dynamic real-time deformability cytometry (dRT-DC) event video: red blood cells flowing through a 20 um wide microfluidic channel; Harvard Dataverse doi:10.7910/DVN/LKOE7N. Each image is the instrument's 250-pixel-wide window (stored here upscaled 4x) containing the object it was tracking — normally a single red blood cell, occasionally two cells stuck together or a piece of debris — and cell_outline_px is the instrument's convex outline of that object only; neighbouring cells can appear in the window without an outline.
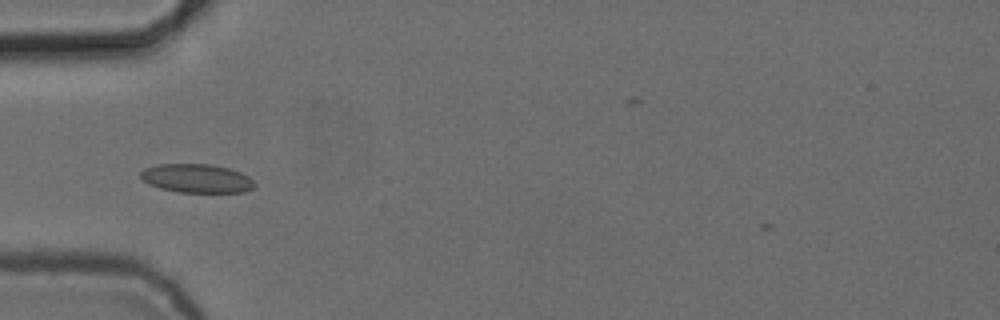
{"species": "common noctule bat (a hibernating species)", "species_latin": "Nyctalus noctula", "temperature_condition": "cold", "stored_images_in_passage": 4, "camera_frame_rate_fps": 3000, "um_per_image_px": 0.085, "animal": {"sex": "female", "body_mass_g": 24.6, "forearm_length_mm": 56.2}, "frame": {"image": 1, "passage_image": 2, "time_ms": 1.0, "image_size_px": [1000, 320], "cell_outline_px": [[256, 184], [252, 188], [244, 192], [180, 192], [160, 188], [148, 184], [140, 176], [140, 172], [144, 168], [156, 164], [212, 164], [228, 168], [240, 172], [248, 176]], "centroid_in_image_um": [16.7, 15.15], "position_along_channel_um": 68.3, "area_um2": 19.07}}
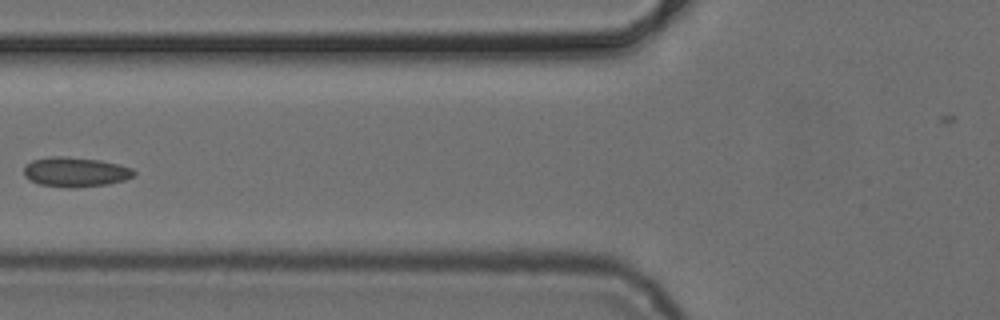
{"frame": {"image": 2, "passage_image": 3, "time_ms": 2.333, "image_size_px": [1000, 320], "cell_outline_px": [[136, 176], [124, 180], [108, 184], [76, 188], [68, 188], [40, 184], [24, 176], [24, 168], [32, 160], [52, 156], [68, 156], [100, 160], [120, 164], [132, 168], [136, 172]], "centroid_in_image_um": [6.46, 14.61], "position_along_channel_um": 119.3, "area_um2": 19.19}}
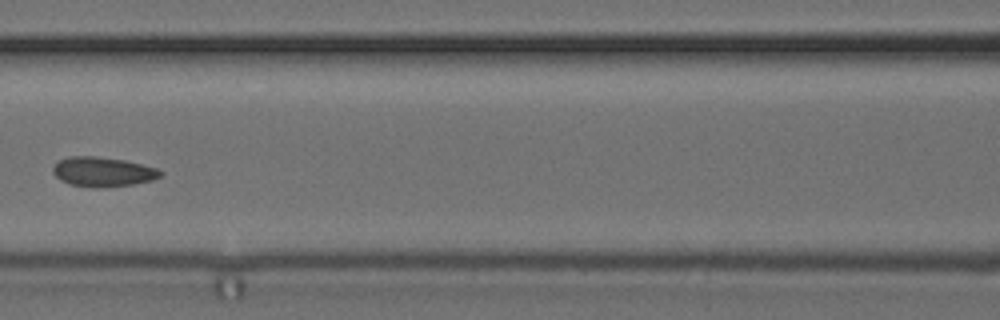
{"frame": {"image": 3, "passage_image": 4, "time_ms": 3.333, "image_size_px": [1000, 320], "cell_outline_px": [[164, 172], [160, 176], [152, 180], [132, 184], [96, 188], [92, 188], [72, 184], [60, 180], [52, 172], [52, 168], [60, 160], [72, 156], [96, 156], [124, 160], [156, 168]], "centroid_in_image_um": [8.73, 14.6], "position_along_channel_um": 157.9, "area_um2": 18.32}}